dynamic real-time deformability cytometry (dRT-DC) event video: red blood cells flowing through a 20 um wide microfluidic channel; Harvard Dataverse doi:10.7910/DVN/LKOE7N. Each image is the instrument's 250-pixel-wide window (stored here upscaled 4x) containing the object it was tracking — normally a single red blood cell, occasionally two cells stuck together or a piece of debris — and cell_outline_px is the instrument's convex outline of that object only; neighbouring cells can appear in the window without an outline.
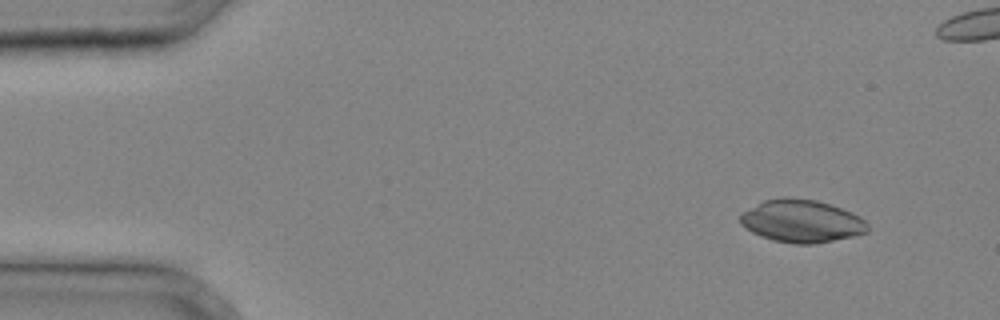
{"species": "common noctule bat (a hibernating species)", "species_latin": "Nyctalus noctula", "temperature_condition": "cold", "stored_images_in_passage": 32, "camera_frame_rate_fps": 3000, "um_per_image_px": 0.085, "animal": {"sex": "male", "body_mass_g": 20.4}, "frame": {"image": 1, "passage_image": 1, "time_ms": 0.0, "image_size_px": [1000, 320], "cell_outline_px": [[868, 232], [852, 236], [816, 244], [796, 244], [772, 240], [760, 236], [752, 232], [740, 224], [740, 212], [764, 200], [784, 196], [788, 196], [816, 200], [852, 212], [860, 216], [868, 224]], "centroid_in_image_um": [68.11, 18.78], "position_along_channel_um": 16.9, "area_um2": 31.91}}
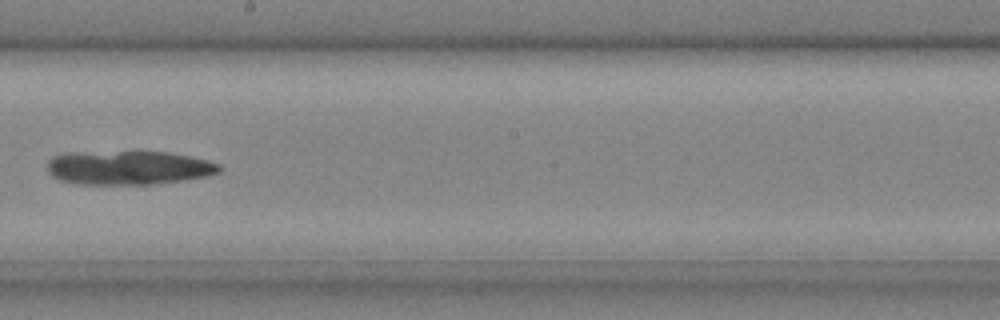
{"frame": {"image": 2, "passage_image": 19, "time_ms": 6.0, "image_size_px": [1000, 320], "cell_outline_px": [[220, 172], [208, 176], [184, 180], [152, 184], [76, 184], [60, 180], [52, 176], [48, 172], [48, 160], [52, 156], [64, 152], [168, 152], [208, 160], [220, 164]], "centroid_in_image_um": [10.9, 14.25], "position_along_channel_um": 237.3, "area_um2": 34.16}}
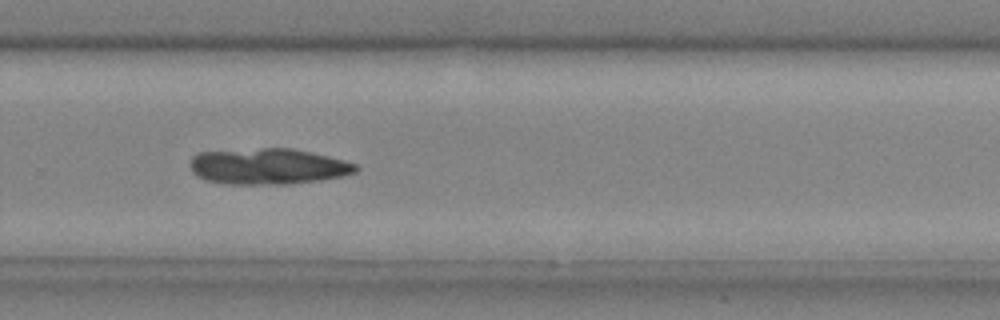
{"frame": {"image": 3, "passage_image": 23, "time_ms": 7.333, "image_size_px": [1000, 320], "cell_outline_px": [[360, 168], [356, 172], [340, 176], [320, 180], [284, 184], [228, 184], [208, 180], [192, 172], [192, 156], [200, 152], [260, 148], [292, 148], [312, 152], [344, 160], [356, 164]], "centroid_in_image_um": [22.82, 14.13], "position_along_channel_um": 307.0, "area_um2": 34.45}}